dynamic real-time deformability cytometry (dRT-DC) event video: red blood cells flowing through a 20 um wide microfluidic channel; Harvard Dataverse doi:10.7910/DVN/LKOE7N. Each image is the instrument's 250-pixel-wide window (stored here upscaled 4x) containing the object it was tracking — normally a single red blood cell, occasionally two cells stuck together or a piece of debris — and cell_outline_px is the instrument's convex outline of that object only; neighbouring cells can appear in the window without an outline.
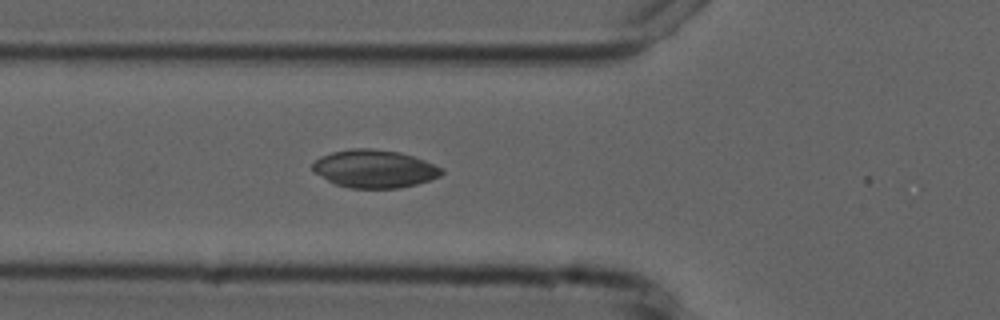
{"species": "common noctule bat (a hibernating species)", "species_latin": "Nyctalus noctula", "temperature_condition": "cold", "stored_images_in_passage": 5, "camera_frame_rate_fps": 3000, "um_per_image_px": 0.085, "animal": {"sex": "male", "forearm_length_mm": 52.5}, "frame": {"image": 1, "passage_image": 5, "time_ms": 5.667, "image_size_px": [1000, 320], "cell_outline_px": [[444, 172], [440, 176], [416, 184], [400, 188], [348, 188], [336, 184], [312, 172], [312, 164], [320, 156], [332, 152], [352, 148], [372, 148], [400, 152], [424, 160], [444, 168]], "centroid_in_image_um": [31.82, 14.34], "position_along_channel_um": 94.0, "area_um2": 28.61}}